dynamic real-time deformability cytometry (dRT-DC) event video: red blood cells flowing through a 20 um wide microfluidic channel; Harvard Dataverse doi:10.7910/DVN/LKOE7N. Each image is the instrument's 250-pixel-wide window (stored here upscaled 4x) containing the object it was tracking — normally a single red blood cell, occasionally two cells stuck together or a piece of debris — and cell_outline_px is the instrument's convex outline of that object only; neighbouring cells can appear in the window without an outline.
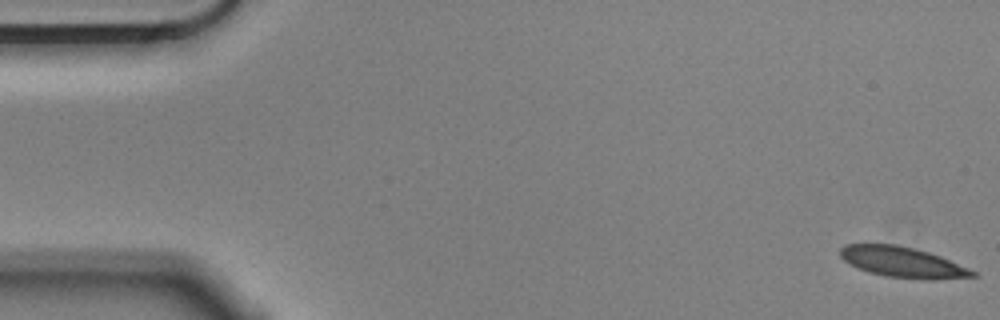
{"species": "Egyptian fruit bat (a non-hibernating species)", "species_latin": "Rousettus aegyptiacus", "temperature_condition": "cold", "stored_images_in_passage": 56, "camera_frame_rate_fps": 3000, "um_per_image_px": 0.085, "animal": {"sex": "male"}, "frame": {"image": 1, "passage_image": 1, "time_ms": 0.0, "image_size_px": [1000, 320], "cell_outline_px": [[980, 276], [936, 280], [924, 280], [884, 276], [868, 272], [844, 260], [840, 256], [840, 248], [844, 244], [896, 244], [928, 252], [940, 256], [968, 268], [976, 272]], "centroid_in_image_um": [76.75, 22.3], "position_along_channel_um": 8.3, "area_um2": 23.58}}
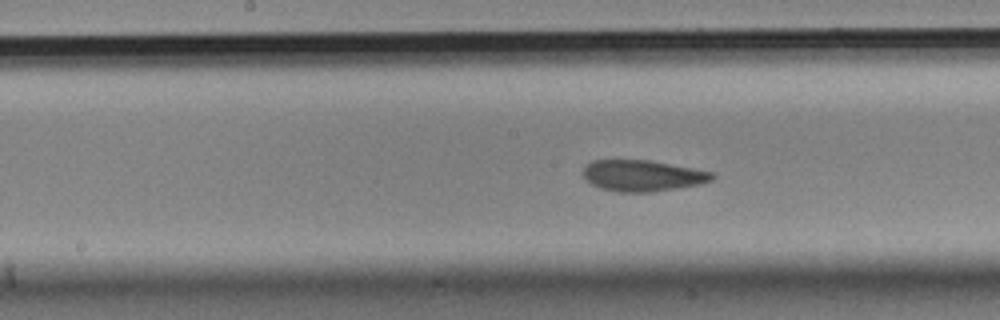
{"frame": {"image": 2, "passage_image": 28, "time_ms": 9.0, "image_size_px": [1000, 320], "cell_outline_px": [[716, 176], [712, 180], [700, 184], [652, 192], [616, 192], [600, 188], [592, 184], [584, 176], [584, 168], [592, 160], [648, 160], [716, 172]], "centroid_in_image_um": [54.66, 14.93], "position_along_channel_um": 193.5, "area_um2": 23.41}}
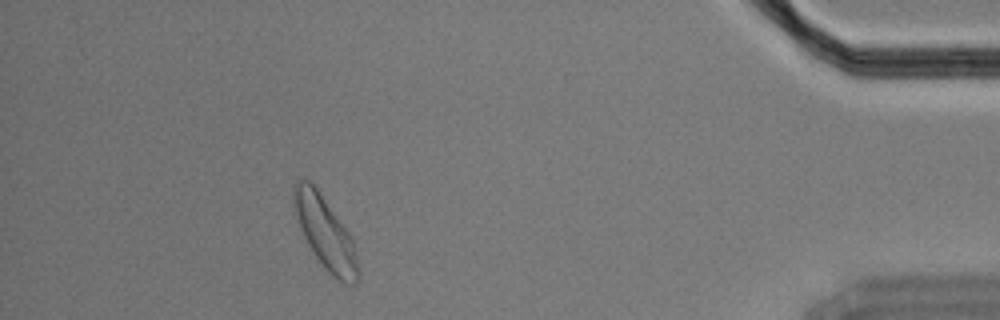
{"frame": {"image": 3, "passage_image": 51, "time_ms": 16.667, "image_size_px": [1000, 320], "cell_outline_px": [[360, 280], [356, 284], [344, 284], [332, 276], [324, 268], [308, 244], [304, 236], [296, 216], [292, 196], [292, 188], [296, 180], [308, 180], [316, 188], [348, 232], [352, 240], [356, 252], [360, 272]], "centroid_in_image_um": [27.66, 19.85], "position_along_channel_um": 407.5, "area_um2": 26.7}, "authors_computed_cell_mechanics": {"area_um2": 24.1604, "velocity_mm_per_s": 3.506, "shape_relaxation_time_tau1_ms": 4.0997, "shape_relaxation_time_tau2_ms": 1.6157, "deformation_change_tau1": 0.118, "deformation_change_tau2": 0.0466}}